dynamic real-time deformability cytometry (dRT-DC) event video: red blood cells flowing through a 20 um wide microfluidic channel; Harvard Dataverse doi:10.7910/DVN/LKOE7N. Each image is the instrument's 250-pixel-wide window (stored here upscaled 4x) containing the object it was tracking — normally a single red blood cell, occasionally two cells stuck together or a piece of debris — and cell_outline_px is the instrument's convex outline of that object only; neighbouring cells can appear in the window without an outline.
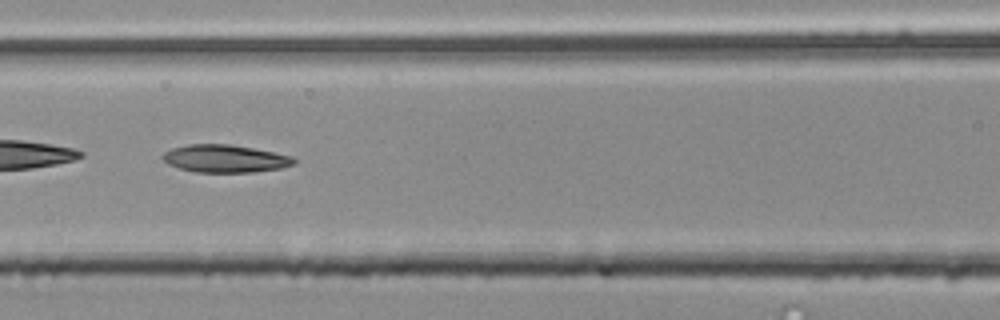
{"species": "common noctule bat (a hibernating species)", "species_latin": "Nyctalus noctula", "temperature_condition": "room temperature", "stored_images_in_passage": 50, "camera_frame_rate_fps": 3000, "um_per_image_px": 0.085, "animal": {"sex": "male", "body_mass_g": 20.4}, "frame": {"image": 1, "passage_image": 19, "time_ms": 6.0, "image_size_px": [1000, 320], "cell_outline_px": [[296, 164], [280, 168], [252, 172], [196, 172], [180, 168], [168, 164], [160, 156], [164, 152], [172, 148], [188, 144], [232, 144], [292, 156], [296, 160]], "centroid_in_image_um": [19.11, 13.48], "position_along_channel_um": 147.5, "area_um2": 21.1}}
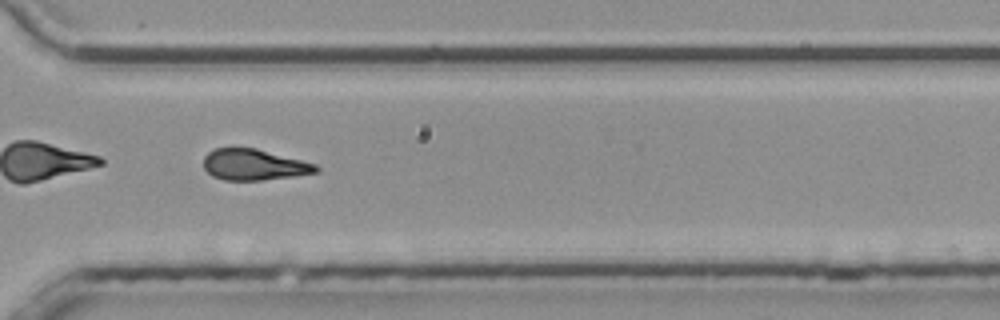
{"frame": {"image": 2, "passage_image": 35, "time_ms": 11.333, "image_size_px": [1000, 320], "cell_outline_px": [[320, 172], [296, 176], [264, 180], [224, 180], [212, 176], [204, 168], [204, 156], [208, 152], [216, 148], [256, 148], [316, 164], [320, 168]], "centroid_in_image_um": [21.61, 14.01], "position_along_channel_um": 349.0, "area_um2": 20.4}}
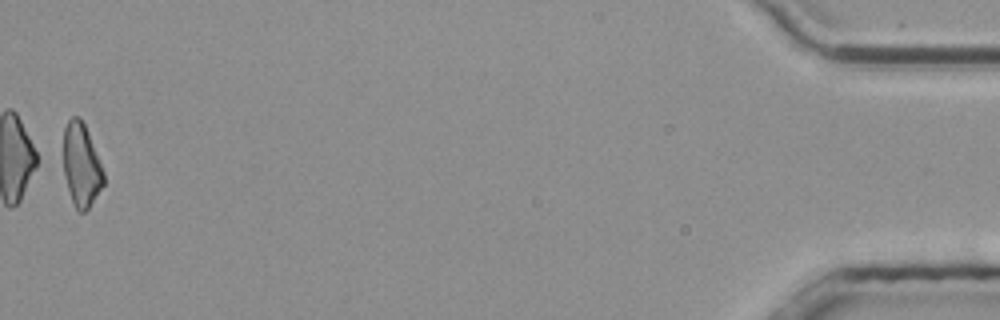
{"frame": {"image": 3, "passage_image": 49, "time_ms": 16.0, "image_size_px": [1000, 320], "cell_outline_px": [[104, 184], [88, 208], [84, 212], [80, 212], [76, 208], [72, 200], [64, 176], [64, 128], [68, 120], [72, 116], [80, 116], [88, 132], [104, 172]], "centroid_in_image_um": [6.91, 14.0], "position_along_channel_um": 428.3, "area_um2": 19.25}, "authors_computed_cell_mechanics": {"area_um2": 20.9814, "velocity_mm_per_s": 3.7945, "shape_relaxation_time_tau1_ms": 8.1827, "shape_relaxation_time_tau2_ms": 4.6705, "deformation_change_tau1": 0.2158, "deformation_change_tau2": 0.1566}}